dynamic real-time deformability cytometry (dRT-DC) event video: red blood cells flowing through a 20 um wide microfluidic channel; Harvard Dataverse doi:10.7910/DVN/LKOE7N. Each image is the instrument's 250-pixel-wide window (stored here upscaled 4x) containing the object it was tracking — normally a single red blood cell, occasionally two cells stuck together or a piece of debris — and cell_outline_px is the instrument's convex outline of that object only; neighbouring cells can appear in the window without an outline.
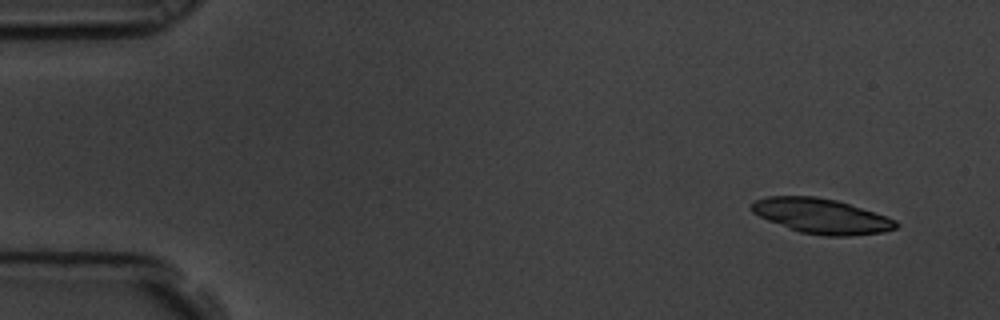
{"species": "common noctule bat (a hibernating species)", "species_latin": "Nyctalus noctula", "temperature_condition": "room temperature", "stored_images_in_passage": 9, "camera_frame_rate_fps": 3000, "um_per_image_px": 0.085, "animal": {"sex": "male", "body_mass_g": 19.5, "forearm_length_mm": 54.6}, "frame": {"image": 1, "passage_image": 1, "time_ms": 0.0, "image_size_px": [1000, 320], "cell_outline_px": [[900, 224], [896, 228], [884, 232], [848, 236], [824, 236], [800, 232], [768, 220], [752, 212], [752, 204], [756, 200], [768, 196], [816, 196], [836, 200], [896, 220]], "centroid_in_image_um": [69.83, 18.37], "position_along_channel_um": 15.2, "area_um2": 29.02}}